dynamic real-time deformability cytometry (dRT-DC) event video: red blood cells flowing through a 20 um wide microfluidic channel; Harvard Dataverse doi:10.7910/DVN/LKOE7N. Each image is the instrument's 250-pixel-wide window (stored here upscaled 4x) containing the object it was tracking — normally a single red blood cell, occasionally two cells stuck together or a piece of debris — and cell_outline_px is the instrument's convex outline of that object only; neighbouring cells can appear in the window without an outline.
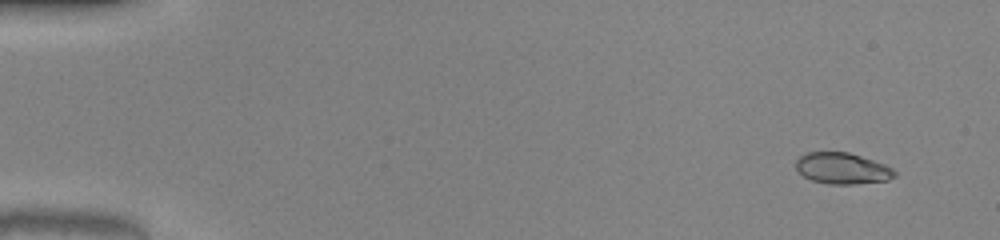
{"species": "common noctule bat (a hibernating species)", "species_latin": "Nyctalus noctula", "temperature_condition": "warm", "stored_images_in_passage": 51, "camera_frame_rate_fps": 3000, "um_per_image_px": 0.085, "animal": {"sex": "male", "body_mass_g": 20.0, "forearm_length_mm": 53.3}, "frame": {"image": 1, "passage_image": 4, "time_ms": 1.0, "image_size_px": [1000, 240], "cell_outline_px": [[896, 176], [888, 180], [852, 184], [828, 184], [812, 180], [804, 176], [796, 168], [796, 160], [800, 156], [808, 152], [848, 152], [884, 164], [892, 168], [896, 172]], "centroid_in_image_um": [71.6, 14.31], "position_along_channel_um": 13.4, "area_um2": 17.8}}
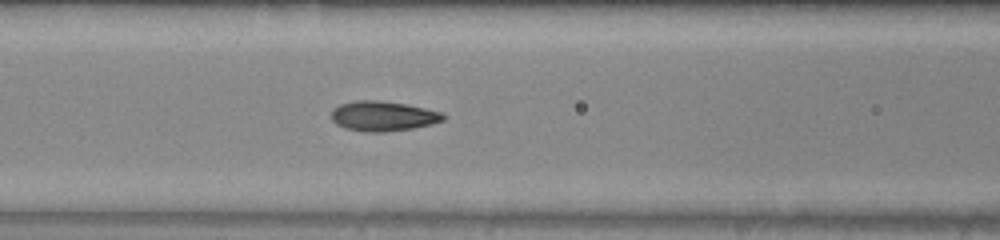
{"frame": {"image": 2, "passage_image": 23, "time_ms": 7.333, "image_size_px": [1000, 240], "cell_outline_px": [[448, 116], [444, 120], [432, 124], [412, 128], [384, 132], [368, 132], [344, 128], [336, 124], [332, 120], [332, 108], [340, 104], [356, 100], [380, 100], [408, 104], [440, 112]], "centroid_in_image_um": [32.56, 9.86], "position_along_channel_um": 134.0, "area_um2": 19.65}}
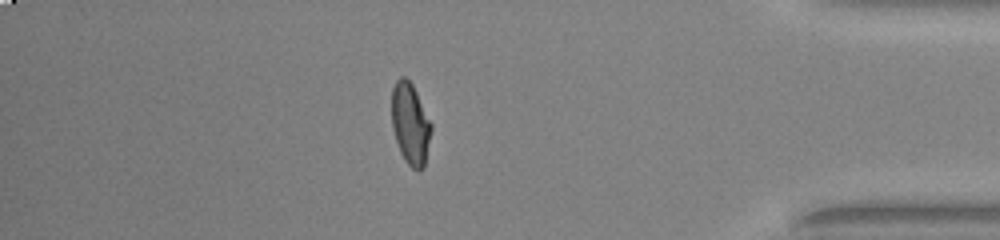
{"frame": {"image": 3, "passage_image": 45, "time_ms": 14.667, "image_size_px": [1000, 240], "cell_outline_px": [[432, 128], [424, 168], [420, 172], [412, 168], [404, 160], [400, 152], [392, 128], [392, 88], [396, 80], [400, 76], [404, 76], [412, 84], [432, 124]], "centroid_in_image_um": [34.88, 10.54], "position_along_channel_um": 400.3, "area_um2": 18.84}, "authors_computed_cell_mechanics": {"area_um2": 18.8428, "velocity_mm_per_s": 4.0896, "shape_relaxation_time_tau1_ms": 6.292, "shape_relaxation_time_tau2_ms": null, "deformation_change_tau1": 0.2424, "deformation_change_tau2": null}}